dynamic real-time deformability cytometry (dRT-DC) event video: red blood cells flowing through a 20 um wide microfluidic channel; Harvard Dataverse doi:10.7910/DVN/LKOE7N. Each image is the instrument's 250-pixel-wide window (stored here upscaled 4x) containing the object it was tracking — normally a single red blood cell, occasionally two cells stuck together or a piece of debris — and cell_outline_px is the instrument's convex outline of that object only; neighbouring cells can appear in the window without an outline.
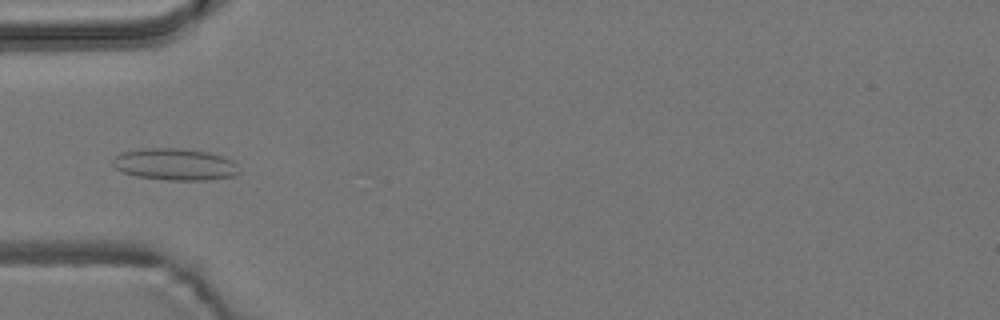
{"species": "common noctule bat (a hibernating species)", "species_latin": "Nyctalus noctula", "temperature_condition": "room temperature", "stored_images_in_passage": 7, "camera_frame_rate_fps": 3000, "um_per_image_px": 0.085, "animal": {"sex": "male", "body_mass_g": 19.2, "forearm_length_mm": 51.8}, "frame": {"image": 1, "passage_image": 5, "time_ms": 1.333, "image_size_px": [1000, 320], "cell_outline_px": [[240, 172], [232, 176], [208, 180], [168, 180], [136, 176], [124, 172], [116, 168], [112, 164], [112, 160], [120, 152], [140, 148], [180, 148], [208, 152], [224, 156], [232, 160], [236, 164]], "centroid_in_image_um": [14.86, 13.96], "position_along_channel_um": 70.1, "area_um2": 23.52}}
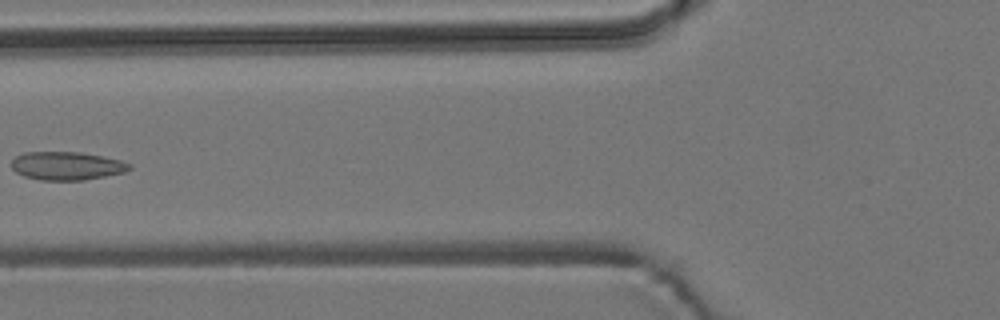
{"frame": {"image": 2, "passage_image": 6, "time_ms": 1.667, "image_size_px": [1000, 320], "cell_outline_px": [[132, 168], [124, 172], [84, 180], [40, 180], [24, 176], [16, 172], [12, 168], [12, 160], [16, 156], [24, 152], [80, 152], [120, 160], [132, 164]], "centroid_in_image_um": [5.67, 14.1], "position_along_channel_um": 120.1, "area_um2": 19.36}}
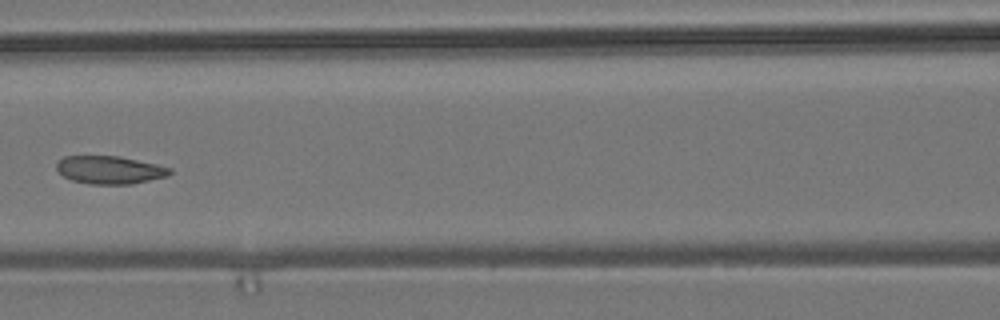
{"frame": {"image": 3, "passage_image": 7, "time_ms": 2.0, "image_size_px": [1000, 320], "cell_outline_px": [[172, 172], [168, 176], [132, 184], [92, 184], [72, 180], [64, 176], [56, 168], [56, 164], [64, 156], [120, 156], [156, 164], [172, 168]], "centroid_in_image_um": [9.35, 14.44], "position_along_channel_um": 157.2, "area_um2": 18.38}}